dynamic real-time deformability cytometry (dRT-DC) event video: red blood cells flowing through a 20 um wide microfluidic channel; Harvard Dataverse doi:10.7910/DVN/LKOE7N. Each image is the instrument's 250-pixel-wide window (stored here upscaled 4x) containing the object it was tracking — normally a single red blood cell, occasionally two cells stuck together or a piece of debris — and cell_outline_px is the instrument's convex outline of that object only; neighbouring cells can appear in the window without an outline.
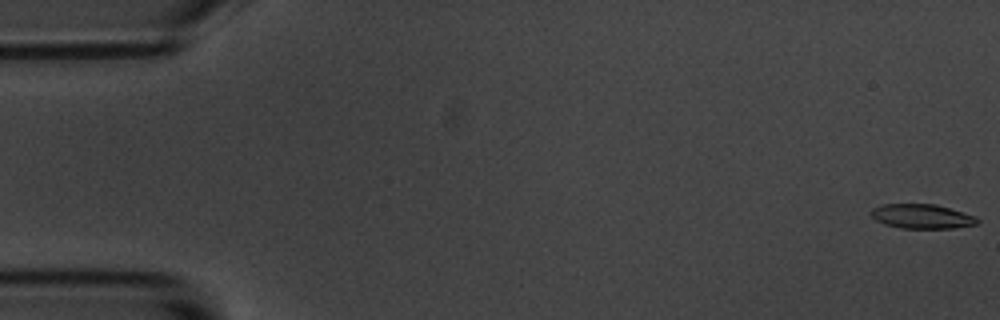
{"species": "common noctule bat (a hibernating species)", "species_latin": "Nyctalus noctula", "temperature_condition": "room temperature", "stored_images_in_passage": 13, "camera_frame_rate_fps": 3000, "um_per_image_px": 0.085, "animal": {"sex": "male", "body_mass_g": 20.1, "forearm_length_mm": 53.5}, "frame": {"image": 1, "passage_image": 1, "time_ms": 0.0, "image_size_px": [1000, 320], "cell_outline_px": [[980, 220], [976, 224], [952, 228], [900, 228], [884, 224], [876, 220], [868, 212], [872, 208], [880, 204], [936, 204], [976, 216]], "centroid_in_image_um": [78.32, 18.38], "position_along_channel_um": 6.7, "area_um2": 15.2}}
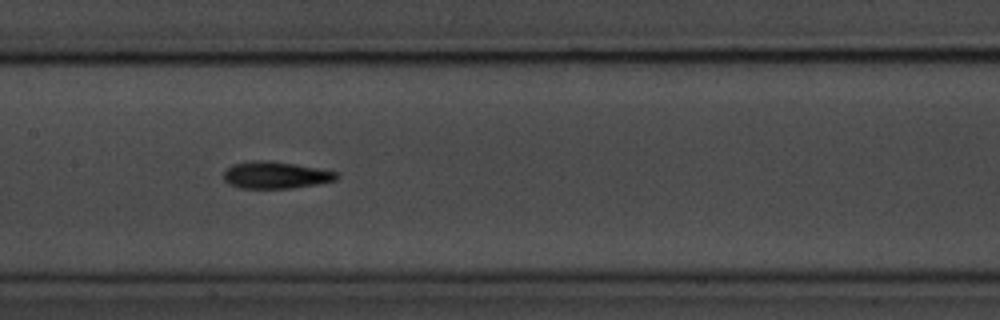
{"frame": {"image": 2, "passage_image": 8, "time_ms": 9.0, "image_size_px": [1000, 320], "cell_outline_px": [[340, 176], [336, 180], [316, 184], [292, 188], [240, 188], [228, 184], [224, 180], [224, 172], [232, 164], [256, 160], [268, 160], [296, 164], [340, 172]], "centroid_in_image_um": [23.45, 14.88], "position_along_channel_um": 183.9, "area_um2": 17.86}}
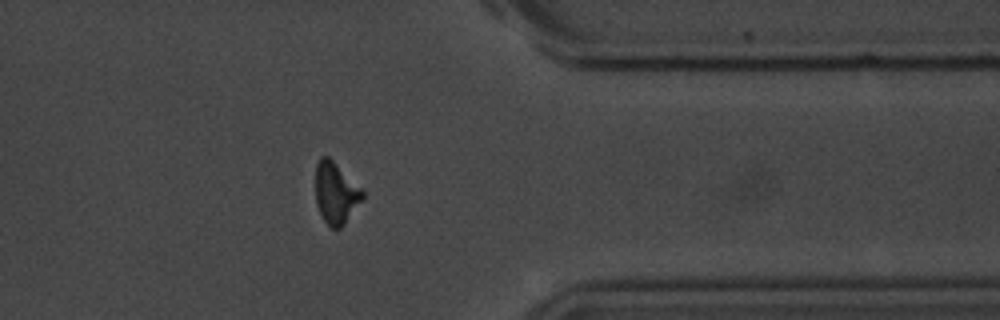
{"frame": {"image": 3, "passage_image": 13, "time_ms": 15.0, "image_size_px": [1000, 320], "cell_outline_px": [[364, 200], [344, 224], [340, 228], [332, 228], [324, 220], [316, 204], [316, 164], [320, 156], [328, 156], [364, 188]], "centroid_in_image_um": [28.59, 16.38], "position_along_channel_um": 382.8, "area_um2": 17.17}, "authors_computed_cell_mechanics": {"area_um2": 16.9932, "velocity_mm_per_s": 3.5185, "shape_relaxation_time_tau1_ms": 2.1148, "shape_relaxation_time_tau2_ms": 2.544, "deformation_change_tau1": 0.098, "deformation_change_tau2": 0.0861}}